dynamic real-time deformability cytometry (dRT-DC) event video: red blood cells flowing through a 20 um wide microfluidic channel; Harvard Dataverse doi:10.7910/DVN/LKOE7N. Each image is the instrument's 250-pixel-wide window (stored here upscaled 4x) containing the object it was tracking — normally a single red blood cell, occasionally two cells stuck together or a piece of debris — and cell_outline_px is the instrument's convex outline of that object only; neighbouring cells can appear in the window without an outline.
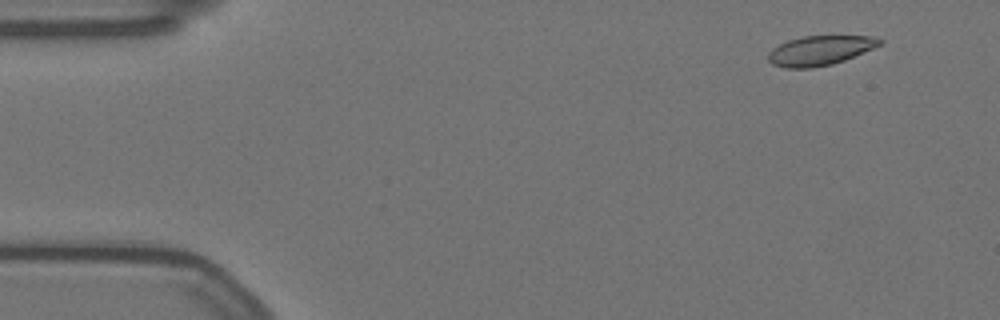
{"species": "Egyptian fruit bat (a non-hibernating species)", "species_latin": "Rousettus aegyptiacus", "temperature_condition": "warm", "stored_images_in_passage": 58, "camera_frame_rate_fps": 3000, "um_per_image_px": 0.085, "animal": {"sex": "female"}, "frame": {"image": 1, "passage_image": 5, "time_ms": 1.333, "image_size_px": [1000, 320], "cell_outline_px": [[884, 40], [880, 44], [872, 48], [844, 60], [832, 64], [812, 68], [784, 68], [772, 64], [768, 60], [768, 52], [772, 48], [788, 40], [804, 36], [872, 36]], "centroid_in_image_um": [69.65, 4.29], "position_along_channel_um": 15.3, "area_um2": 19.07}}
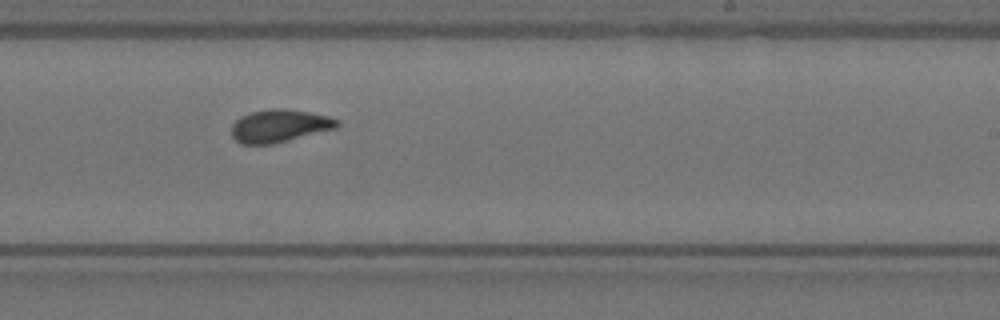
{"frame": {"image": 2, "passage_image": 35, "time_ms": 11.333, "image_size_px": [1000, 320], "cell_outline_px": [[340, 124], [336, 128], [272, 144], [240, 144], [232, 136], [232, 124], [240, 116], [248, 112], [268, 108], [284, 108], [308, 112], [328, 116], [340, 120]], "centroid_in_image_um": [23.73, 10.68], "position_along_channel_um": 265.3, "area_um2": 20.23}}
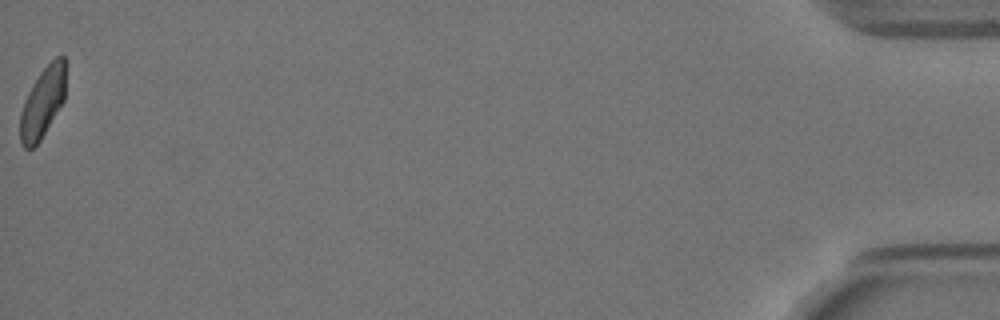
{"frame": {"image": 3, "passage_image": 58, "time_ms": 19.0, "image_size_px": [1000, 320], "cell_outline_px": [[64, 100], [40, 140], [32, 148], [24, 148], [20, 140], [20, 112], [24, 100], [32, 84], [40, 72], [56, 56], [64, 56]], "centroid_in_image_um": [3.59, 8.72], "position_along_channel_um": 431.6, "area_um2": 18.32}, "authors_computed_cell_mechanics": {"area_um2": 20.1722, "velocity_mm_per_s": 3.5089, "shape_relaxation_time_tau1_ms": null, "shape_relaxation_time_tau2_ms": 1.4044, "deformation_change_tau1": null, "deformation_change_tau2": 0.0491}}